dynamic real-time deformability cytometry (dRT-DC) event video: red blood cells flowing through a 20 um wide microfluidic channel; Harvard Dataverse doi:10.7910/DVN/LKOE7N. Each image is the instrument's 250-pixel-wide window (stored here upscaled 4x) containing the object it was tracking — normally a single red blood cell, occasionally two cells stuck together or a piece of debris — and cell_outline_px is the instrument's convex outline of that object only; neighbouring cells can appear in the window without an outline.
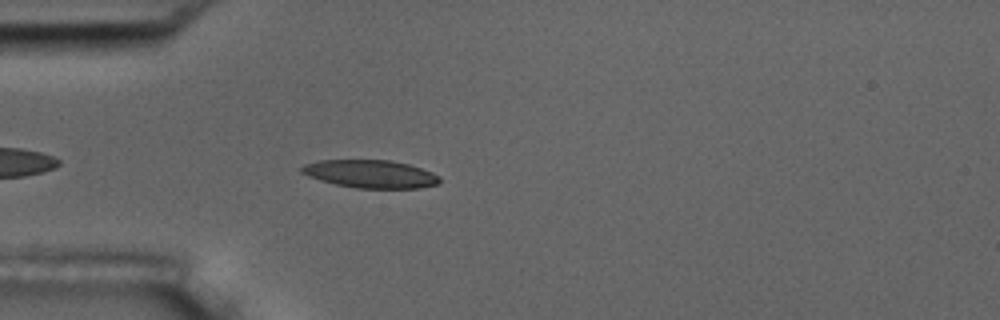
{"species": "common noctule bat (a hibernating species)", "species_latin": "Nyctalus noctula", "temperature_condition": "room temperature", "stored_images_in_passage": 5, "camera_frame_rate_fps": 3000, "um_per_image_px": 0.085, "animal": {"sex": "male", "body_mass_g": 17.5, "forearm_length_mm": 52.3}, "frame": {"image": 1, "passage_image": 5, "time_ms": 4.333, "image_size_px": [1000, 320], "cell_outline_px": [[440, 180], [436, 184], [420, 188], [356, 188], [336, 184], [320, 180], [308, 176], [300, 172], [300, 168], [304, 164], [320, 160], [388, 160], [408, 164], [432, 172], [440, 176]], "centroid_in_image_um": [31.47, 14.78], "position_along_channel_um": 53.5, "area_um2": 22.37}}